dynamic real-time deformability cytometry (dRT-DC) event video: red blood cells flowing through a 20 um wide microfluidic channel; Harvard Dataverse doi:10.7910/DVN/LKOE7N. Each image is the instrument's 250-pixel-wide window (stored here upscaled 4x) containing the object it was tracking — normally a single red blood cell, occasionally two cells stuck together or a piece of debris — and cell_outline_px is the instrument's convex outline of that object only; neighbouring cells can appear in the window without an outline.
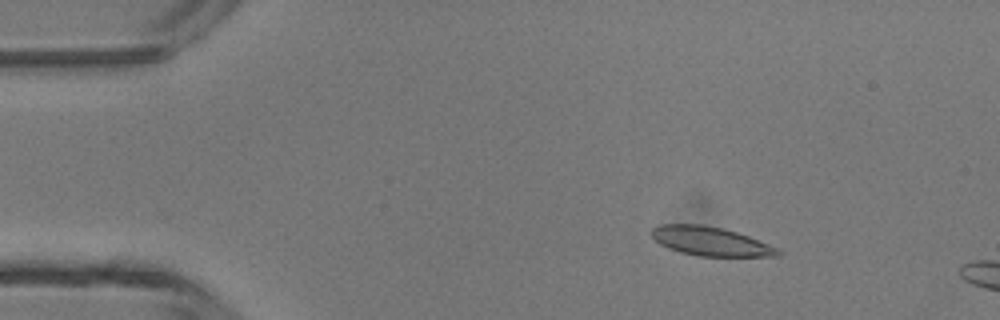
{"species": "common noctule bat (a hibernating species)", "species_latin": "Nyctalus noctula", "temperature_condition": "room temperature", "stored_images_in_passage": 11, "camera_frame_rate_fps": 3000, "um_per_image_px": 0.085, "animal": {"sex": "male", "body_mass_g": 13.3}, "frame": {"image": 1, "passage_image": 7, "time_ms": 2.0, "image_size_px": [1000, 320], "cell_outline_px": [[784, 252], [780, 256], [696, 256], [680, 252], [668, 248], [660, 244], [648, 232], [652, 228], [660, 224], [704, 224], [724, 228], [748, 236], [776, 248]], "centroid_in_image_um": [60.35, 20.5], "position_along_channel_um": 24.7, "area_um2": 21.39}}